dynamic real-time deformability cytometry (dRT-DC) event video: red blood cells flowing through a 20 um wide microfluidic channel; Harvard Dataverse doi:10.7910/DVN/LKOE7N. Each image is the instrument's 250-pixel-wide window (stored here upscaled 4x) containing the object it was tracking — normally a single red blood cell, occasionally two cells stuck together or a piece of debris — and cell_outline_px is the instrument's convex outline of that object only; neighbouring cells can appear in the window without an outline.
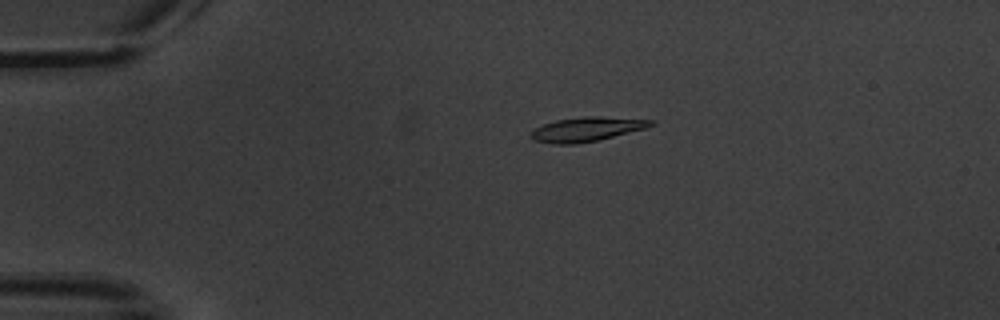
{"species": "common noctule bat (a hibernating species)", "species_latin": "Nyctalus noctula", "temperature_condition": "warm", "stored_images_in_passage": 2, "camera_frame_rate_fps": 3000, "um_per_image_px": 0.085, "animal": {"sex": "male", "body_mass_g": 20.1, "forearm_length_mm": 53.5}, "frame": {"image": 1, "passage_image": 1, "time_ms": 0.0, "image_size_px": [1000, 320], "cell_outline_px": [[656, 124], [644, 128], [596, 140], [576, 144], [556, 144], [532, 140], [532, 128], [556, 120], [584, 116], [600, 116], [656, 120]], "centroid_in_image_um": [49.85, 10.97], "position_along_channel_um": 35.1, "area_um2": 16.82}}